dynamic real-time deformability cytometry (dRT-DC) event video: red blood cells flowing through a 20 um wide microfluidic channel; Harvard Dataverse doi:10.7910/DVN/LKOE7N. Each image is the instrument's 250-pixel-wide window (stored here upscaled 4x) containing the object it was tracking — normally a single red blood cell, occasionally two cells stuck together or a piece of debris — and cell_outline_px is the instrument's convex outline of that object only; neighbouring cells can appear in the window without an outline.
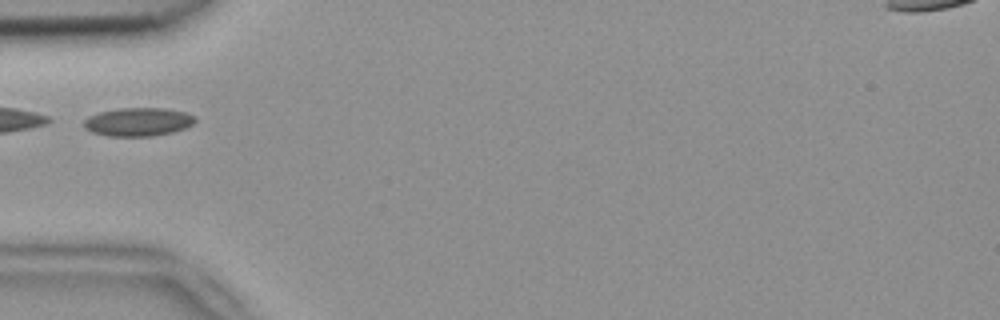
{"species": "common noctule bat (a hibernating species)", "species_latin": "Nyctalus noctula", "temperature_condition": "room temperature", "stored_images_in_passage": 3, "camera_frame_rate_fps": 3000, "um_per_image_px": 0.085, "animal": {"sex": "female", "body_mass_g": 18.4}, "frame": {"image": 1, "passage_image": 3, "time_ms": 0.667, "image_size_px": [1000, 320], "cell_outline_px": [[196, 120], [192, 124], [184, 128], [172, 132], [152, 136], [108, 136], [92, 132], [84, 128], [84, 120], [88, 116], [100, 112], [120, 108], [168, 108], [188, 112], [196, 116]], "centroid_in_image_um": [11.76, 10.35], "position_along_channel_um": 73.2, "area_um2": 18.55}}